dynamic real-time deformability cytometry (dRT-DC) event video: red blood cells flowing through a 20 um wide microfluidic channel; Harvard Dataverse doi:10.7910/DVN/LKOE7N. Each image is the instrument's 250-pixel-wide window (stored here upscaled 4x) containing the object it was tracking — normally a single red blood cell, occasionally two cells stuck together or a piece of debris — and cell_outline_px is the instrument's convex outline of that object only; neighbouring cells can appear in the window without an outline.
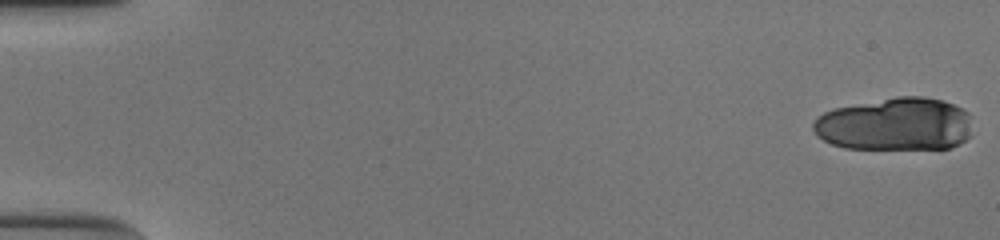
{"species": "human", "species_latin": "Homo sapiens", "temperature_condition": "cold", "stored_images_in_passage": 52, "segment_of_instrument_passage": [1, 2], "camera_frame_rate_fps": 3000, "um_per_image_px": 0.085, "donor": {"sex": "male"}, "frame": {"image": 1, "passage_image": 1, "time_ms": 0.0, "image_size_px": [1000, 240], "cell_outline_px": [[972, 136], [960, 144], [948, 148], [844, 148], [832, 144], [816, 136], [812, 128], [812, 124], [824, 112], [836, 108], [896, 96], [924, 96], [944, 100], [968, 112]], "centroid_in_image_um": [76.11, 10.56], "position_along_channel_um": 8.9, "area_um2": 49.13}}
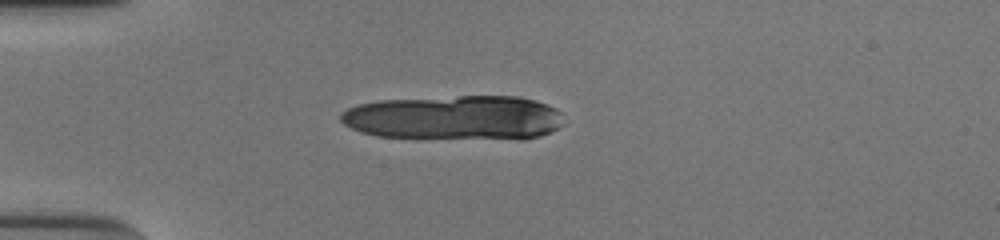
{"frame": {"image": 2, "passage_image": 15, "time_ms": 4.667, "image_size_px": [1000, 240], "cell_outline_px": [[564, 124], [560, 128], [552, 132], [540, 136], [524, 140], [376, 136], [360, 132], [344, 124], [340, 120], [340, 112], [348, 108], [360, 104], [380, 100], [460, 96], [520, 96], [536, 100], [548, 104], [556, 108], [560, 112]], "centroid_in_image_um": [38.71, 10.01], "position_along_channel_um": 46.3, "area_um2": 58.67}}